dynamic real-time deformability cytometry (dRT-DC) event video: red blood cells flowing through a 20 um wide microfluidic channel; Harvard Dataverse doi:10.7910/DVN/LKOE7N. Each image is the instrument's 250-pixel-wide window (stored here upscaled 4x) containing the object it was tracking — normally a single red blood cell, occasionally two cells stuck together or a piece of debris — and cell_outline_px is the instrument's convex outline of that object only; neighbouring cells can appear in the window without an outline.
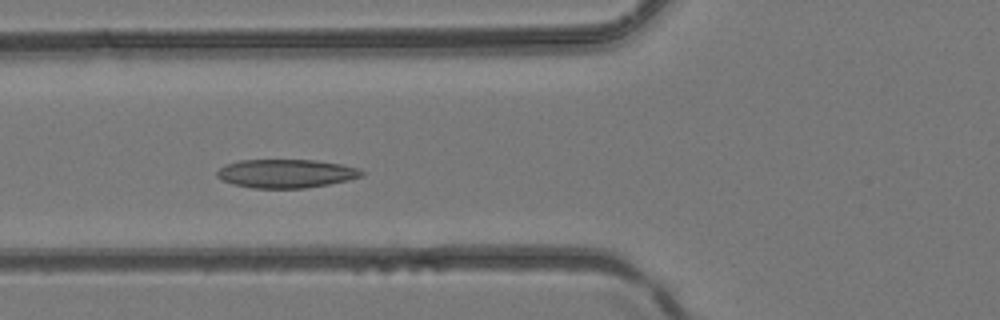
{"species": "common noctule bat (a hibernating species)", "species_latin": "Nyctalus noctula", "temperature_condition": "room temperature", "stored_images_in_passage": 40, "segment_of_instrument_passage": [1, 2], "camera_frame_rate_fps": 3000, "um_per_image_px": 0.085, "animal": {"sex": "female", "body_mass_g": 24.6, "forearm_length_mm": 56.2}, "frame": {"image": 1, "passage_image": 13, "time_ms": 4.0, "image_size_px": [1000, 320], "cell_outline_px": [[364, 176], [348, 180], [328, 184], [304, 188], [252, 188], [232, 184], [220, 180], [216, 176], [216, 172], [224, 164], [240, 160], [316, 160], [340, 164], [360, 168], [364, 172]], "centroid_in_image_um": [24.29, 14.75], "position_along_channel_um": 101.5, "area_um2": 24.28}}
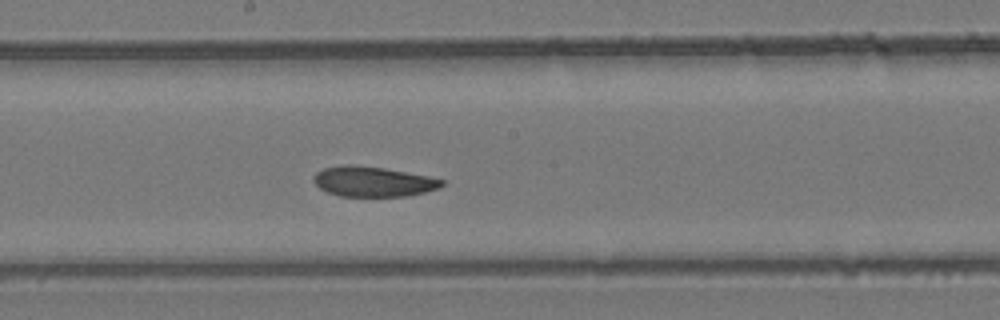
{"frame": {"image": 2, "passage_image": 20, "time_ms": 6.333, "image_size_px": [1000, 320], "cell_outline_px": [[444, 184], [436, 188], [424, 192], [404, 196], [340, 196], [328, 192], [320, 188], [312, 180], [312, 176], [316, 172], [324, 168], [348, 164], [384, 168], [428, 176], [444, 180]], "centroid_in_image_um": [31.67, 15.43], "position_along_channel_um": 216.5, "area_um2": 22.25}}
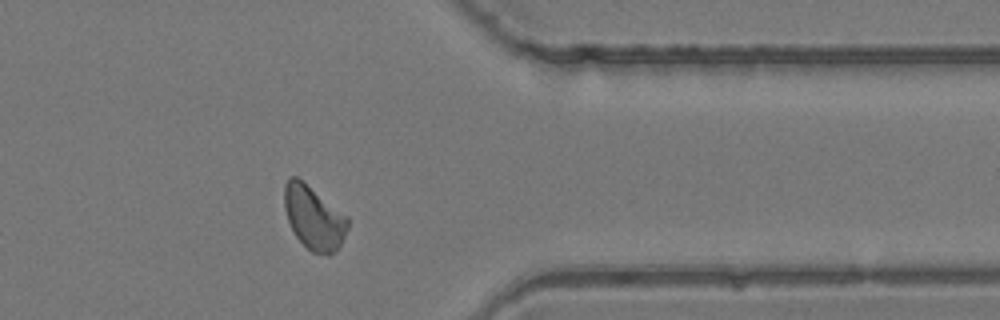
{"frame": {"image": 3, "passage_image": 31, "time_ms": 10.0, "image_size_px": [1000, 320], "cell_outline_px": [[348, 228], [340, 248], [328, 256], [312, 252], [296, 236], [288, 220], [284, 208], [284, 184], [292, 176], [296, 176], [348, 216]], "centroid_in_image_um": [26.69, 18.53], "position_along_channel_um": 384.7, "area_um2": 23.41}}